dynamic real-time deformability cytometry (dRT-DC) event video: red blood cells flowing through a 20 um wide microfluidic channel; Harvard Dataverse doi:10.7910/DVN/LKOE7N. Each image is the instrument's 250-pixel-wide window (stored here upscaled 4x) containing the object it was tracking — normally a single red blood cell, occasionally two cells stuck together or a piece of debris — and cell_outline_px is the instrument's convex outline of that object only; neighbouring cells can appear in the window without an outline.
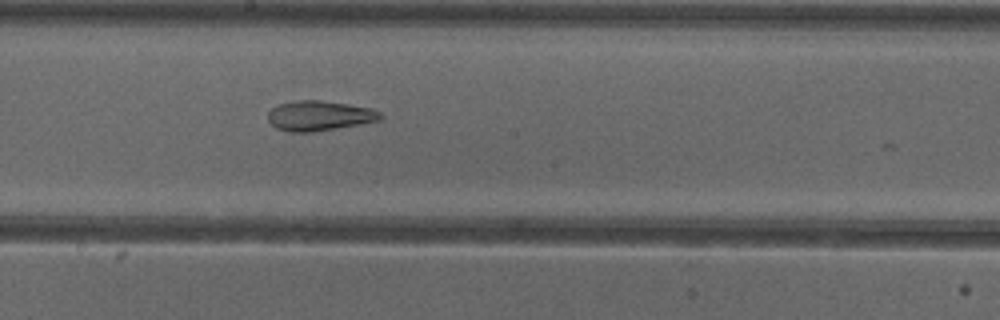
{"species": "common noctule bat (a hibernating species)", "species_latin": "Nyctalus noctula", "temperature_condition": "cold", "stored_images_in_passage": 21, "camera_frame_rate_fps": 3000, "um_per_image_px": 0.085, "animal": {"sex": "female"}, "frame": {"image": 1, "passage_image": 20, "time_ms": 6.333, "image_size_px": [1000, 320], "cell_outline_px": [[384, 116], [380, 120], [336, 128], [312, 132], [288, 132], [276, 128], [268, 120], [268, 112], [276, 104], [296, 100], [320, 100], [348, 104], [372, 108], [380, 112]], "centroid_in_image_um": [27.12, 9.83], "position_along_channel_um": 221.1, "area_um2": 19.71}}